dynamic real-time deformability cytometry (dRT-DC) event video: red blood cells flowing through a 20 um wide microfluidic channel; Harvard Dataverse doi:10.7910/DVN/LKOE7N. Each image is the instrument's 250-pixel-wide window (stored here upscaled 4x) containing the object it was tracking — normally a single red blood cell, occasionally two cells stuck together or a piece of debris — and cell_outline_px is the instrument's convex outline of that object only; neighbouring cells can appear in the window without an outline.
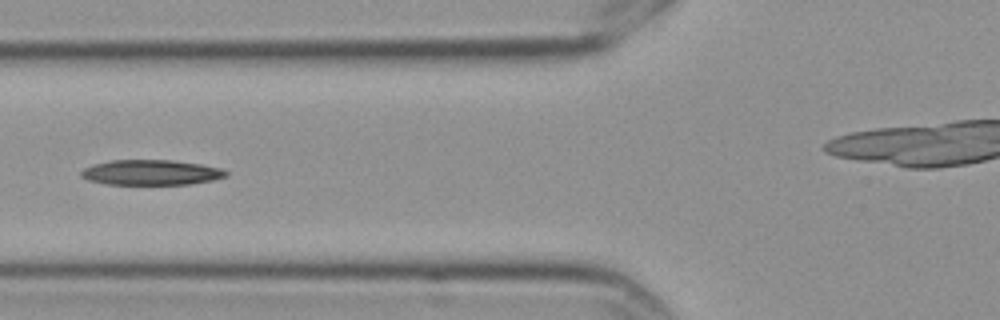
{"species": "Egyptian fruit bat (a non-hibernating species)", "species_latin": "Rousettus aegyptiacus", "temperature_condition": "cold", "stored_images_in_passage": 15, "camera_frame_rate_fps": 3000, "um_per_image_px": 0.085, "frame": {"image": 1, "passage_image": 5, "time_ms": 1.333, "image_size_px": [1000, 320], "cell_outline_px": [[228, 176], [212, 180], [188, 184], [108, 184], [88, 180], [80, 176], [80, 172], [84, 168], [92, 164], [112, 160], [172, 160], [200, 164], [220, 168], [228, 172]], "centroid_in_image_um": [12.82, 14.65], "position_along_channel_um": 113.0, "area_um2": 21.21}}
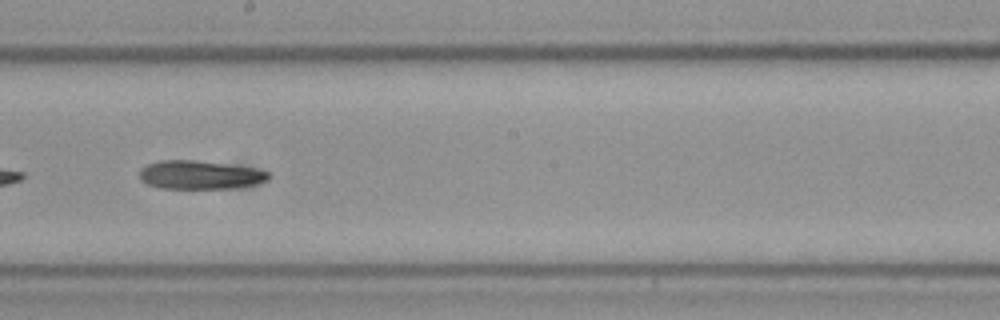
{"frame": {"image": 2, "passage_image": 8, "time_ms": 2.333, "image_size_px": [1000, 320], "cell_outline_px": [[272, 176], [268, 180], [256, 184], [240, 188], [160, 188], [148, 184], [140, 180], [140, 168], [148, 164], [160, 160], [192, 160], [252, 168], [268, 172]], "centroid_in_image_um": [16.99, 14.88], "position_along_channel_um": 231.2, "area_um2": 21.33}}
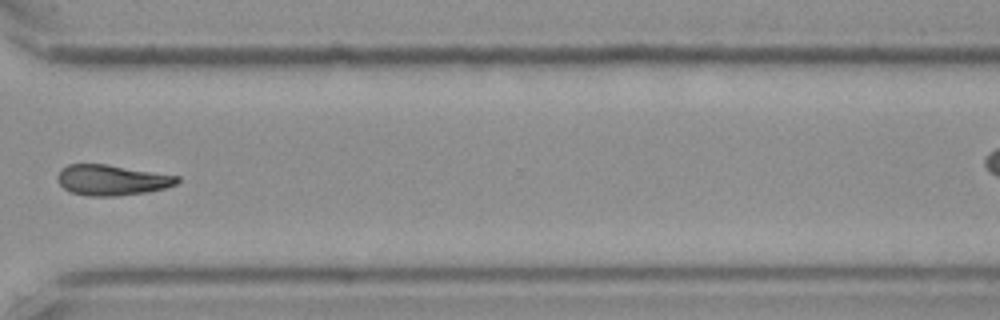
{"frame": {"image": 3, "passage_image": 11, "time_ms": 3.333, "image_size_px": [1000, 320], "cell_outline_px": [[180, 180], [176, 184], [164, 188], [144, 192], [116, 196], [84, 196], [72, 192], [64, 188], [56, 180], [56, 176], [60, 168], [68, 164], [104, 164], [180, 176]], "centroid_in_image_um": [9.46, 15.3], "position_along_channel_um": 361.1, "area_um2": 21.27}}